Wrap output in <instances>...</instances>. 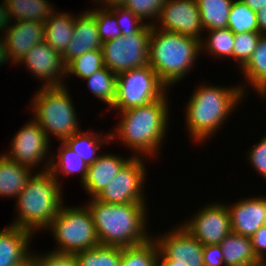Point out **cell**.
Wrapping results in <instances>:
<instances>
[{"instance_id":"1","label":"cell","mask_w":266,"mask_h":266,"mask_svg":"<svg viewBox=\"0 0 266 266\" xmlns=\"http://www.w3.org/2000/svg\"><path fill=\"white\" fill-rule=\"evenodd\" d=\"M166 94L147 105L117 112L122 120L110 133L111 143L120 139L119 142L134 151L135 157H158L170 122Z\"/></svg>"},{"instance_id":"2","label":"cell","mask_w":266,"mask_h":266,"mask_svg":"<svg viewBox=\"0 0 266 266\" xmlns=\"http://www.w3.org/2000/svg\"><path fill=\"white\" fill-rule=\"evenodd\" d=\"M245 87L242 83L233 87L201 83L193 90L185 112L186 129L193 142L199 145L206 139L210 140L215 132L218 133L217 130L229 119L233 109L243 103L247 94Z\"/></svg>"},{"instance_id":"3","label":"cell","mask_w":266,"mask_h":266,"mask_svg":"<svg viewBox=\"0 0 266 266\" xmlns=\"http://www.w3.org/2000/svg\"><path fill=\"white\" fill-rule=\"evenodd\" d=\"M85 205L92 215L100 245L124 248L152 238L146 229V203L109 204L91 198Z\"/></svg>"},{"instance_id":"4","label":"cell","mask_w":266,"mask_h":266,"mask_svg":"<svg viewBox=\"0 0 266 266\" xmlns=\"http://www.w3.org/2000/svg\"><path fill=\"white\" fill-rule=\"evenodd\" d=\"M60 187V182L49 170L34 172L15 199L17 217L10 225L33 234L40 229L46 230L65 202Z\"/></svg>"},{"instance_id":"5","label":"cell","mask_w":266,"mask_h":266,"mask_svg":"<svg viewBox=\"0 0 266 266\" xmlns=\"http://www.w3.org/2000/svg\"><path fill=\"white\" fill-rule=\"evenodd\" d=\"M200 53V40L152 26L149 65L168 90L191 72Z\"/></svg>"},{"instance_id":"6","label":"cell","mask_w":266,"mask_h":266,"mask_svg":"<svg viewBox=\"0 0 266 266\" xmlns=\"http://www.w3.org/2000/svg\"><path fill=\"white\" fill-rule=\"evenodd\" d=\"M72 98L66 85L41 87L33 95L30 101L33 119L44 130L49 141L51 134L64 141L81 130Z\"/></svg>"},{"instance_id":"7","label":"cell","mask_w":266,"mask_h":266,"mask_svg":"<svg viewBox=\"0 0 266 266\" xmlns=\"http://www.w3.org/2000/svg\"><path fill=\"white\" fill-rule=\"evenodd\" d=\"M48 229L57 244V248L52 250L54 252L75 254L100 245L92 215L86 205H62Z\"/></svg>"},{"instance_id":"8","label":"cell","mask_w":266,"mask_h":266,"mask_svg":"<svg viewBox=\"0 0 266 266\" xmlns=\"http://www.w3.org/2000/svg\"><path fill=\"white\" fill-rule=\"evenodd\" d=\"M168 88L148 64L117 74L116 99L110 109L125 111L160 99Z\"/></svg>"},{"instance_id":"9","label":"cell","mask_w":266,"mask_h":266,"mask_svg":"<svg viewBox=\"0 0 266 266\" xmlns=\"http://www.w3.org/2000/svg\"><path fill=\"white\" fill-rule=\"evenodd\" d=\"M152 25L145 24L138 32L121 35L103 42L105 66L115 74L149 64V40Z\"/></svg>"},{"instance_id":"10","label":"cell","mask_w":266,"mask_h":266,"mask_svg":"<svg viewBox=\"0 0 266 266\" xmlns=\"http://www.w3.org/2000/svg\"><path fill=\"white\" fill-rule=\"evenodd\" d=\"M133 156L96 198L104 203H145V158Z\"/></svg>"},{"instance_id":"11","label":"cell","mask_w":266,"mask_h":266,"mask_svg":"<svg viewBox=\"0 0 266 266\" xmlns=\"http://www.w3.org/2000/svg\"><path fill=\"white\" fill-rule=\"evenodd\" d=\"M31 119L26 121L27 123L13 136L9 146L10 150H8V153L4 152V155L21 165L32 168V170L34 167L40 166V163L44 160V166L41 171H47L51 164V155L49 157L48 154L51 153L48 149L51 148V142L40 125L33 117ZM45 159L47 161L46 164Z\"/></svg>"},{"instance_id":"12","label":"cell","mask_w":266,"mask_h":266,"mask_svg":"<svg viewBox=\"0 0 266 266\" xmlns=\"http://www.w3.org/2000/svg\"><path fill=\"white\" fill-rule=\"evenodd\" d=\"M181 225L203 245L220 244L232 232L227 204L220 202L200 208Z\"/></svg>"},{"instance_id":"13","label":"cell","mask_w":266,"mask_h":266,"mask_svg":"<svg viewBox=\"0 0 266 266\" xmlns=\"http://www.w3.org/2000/svg\"><path fill=\"white\" fill-rule=\"evenodd\" d=\"M154 27L200 41L204 31L196 0H166Z\"/></svg>"},{"instance_id":"14","label":"cell","mask_w":266,"mask_h":266,"mask_svg":"<svg viewBox=\"0 0 266 266\" xmlns=\"http://www.w3.org/2000/svg\"><path fill=\"white\" fill-rule=\"evenodd\" d=\"M21 63L36 77L35 79L43 82L42 87L64 86L66 64L62 54L55 51L47 42L43 41L32 47L18 64Z\"/></svg>"},{"instance_id":"15","label":"cell","mask_w":266,"mask_h":266,"mask_svg":"<svg viewBox=\"0 0 266 266\" xmlns=\"http://www.w3.org/2000/svg\"><path fill=\"white\" fill-rule=\"evenodd\" d=\"M159 251L170 260L173 265L204 266L203 244L192 236L182 225H177L162 235L153 236Z\"/></svg>"},{"instance_id":"16","label":"cell","mask_w":266,"mask_h":266,"mask_svg":"<svg viewBox=\"0 0 266 266\" xmlns=\"http://www.w3.org/2000/svg\"><path fill=\"white\" fill-rule=\"evenodd\" d=\"M231 231L235 234L252 237L266 225V197L254 196L238 200L233 205L227 204Z\"/></svg>"},{"instance_id":"17","label":"cell","mask_w":266,"mask_h":266,"mask_svg":"<svg viewBox=\"0 0 266 266\" xmlns=\"http://www.w3.org/2000/svg\"><path fill=\"white\" fill-rule=\"evenodd\" d=\"M4 32L7 54L12 64H18L28 51L44 41L45 24L36 21H12Z\"/></svg>"},{"instance_id":"18","label":"cell","mask_w":266,"mask_h":266,"mask_svg":"<svg viewBox=\"0 0 266 266\" xmlns=\"http://www.w3.org/2000/svg\"><path fill=\"white\" fill-rule=\"evenodd\" d=\"M94 14L86 10L75 16L73 36L62 54L67 65L72 59L91 50H102Z\"/></svg>"},{"instance_id":"19","label":"cell","mask_w":266,"mask_h":266,"mask_svg":"<svg viewBox=\"0 0 266 266\" xmlns=\"http://www.w3.org/2000/svg\"><path fill=\"white\" fill-rule=\"evenodd\" d=\"M116 154L101 153L97 160L88 165L86 179L82 183L83 190L89 194V199L96 198L104 191L123 166L132 158Z\"/></svg>"},{"instance_id":"20","label":"cell","mask_w":266,"mask_h":266,"mask_svg":"<svg viewBox=\"0 0 266 266\" xmlns=\"http://www.w3.org/2000/svg\"><path fill=\"white\" fill-rule=\"evenodd\" d=\"M34 235L12 225L0 230V266H19L25 263L33 255L30 244Z\"/></svg>"},{"instance_id":"21","label":"cell","mask_w":266,"mask_h":266,"mask_svg":"<svg viewBox=\"0 0 266 266\" xmlns=\"http://www.w3.org/2000/svg\"><path fill=\"white\" fill-rule=\"evenodd\" d=\"M220 246L225 266H258L262 263L254 254L251 237L231 232Z\"/></svg>"},{"instance_id":"22","label":"cell","mask_w":266,"mask_h":266,"mask_svg":"<svg viewBox=\"0 0 266 266\" xmlns=\"http://www.w3.org/2000/svg\"><path fill=\"white\" fill-rule=\"evenodd\" d=\"M27 166L21 165L0 155V197L16 198L24 189L28 179L34 171Z\"/></svg>"},{"instance_id":"23","label":"cell","mask_w":266,"mask_h":266,"mask_svg":"<svg viewBox=\"0 0 266 266\" xmlns=\"http://www.w3.org/2000/svg\"><path fill=\"white\" fill-rule=\"evenodd\" d=\"M55 9L45 22L44 41L63 54L72 39L75 16ZM73 15V16H72Z\"/></svg>"},{"instance_id":"24","label":"cell","mask_w":266,"mask_h":266,"mask_svg":"<svg viewBox=\"0 0 266 266\" xmlns=\"http://www.w3.org/2000/svg\"><path fill=\"white\" fill-rule=\"evenodd\" d=\"M9 20L36 21L45 24L55 10L49 0H4ZM53 6V7H52Z\"/></svg>"},{"instance_id":"25","label":"cell","mask_w":266,"mask_h":266,"mask_svg":"<svg viewBox=\"0 0 266 266\" xmlns=\"http://www.w3.org/2000/svg\"><path fill=\"white\" fill-rule=\"evenodd\" d=\"M106 135H100L98 132L82 131L68 137L63 142L73 150L88 165L92 164L100 156L101 146L105 143L110 145V132Z\"/></svg>"},{"instance_id":"26","label":"cell","mask_w":266,"mask_h":266,"mask_svg":"<svg viewBox=\"0 0 266 266\" xmlns=\"http://www.w3.org/2000/svg\"><path fill=\"white\" fill-rule=\"evenodd\" d=\"M57 155L53 153L51 156V164L49 171L59 182L60 175L68 176L71 173H80L81 184L86 179L88 164L82 160L73 150H71L63 141L59 142ZM56 155V157H55ZM56 159V160H55Z\"/></svg>"},{"instance_id":"27","label":"cell","mask_w":266,"mask_h":266,"mask_svg":"<svg viewBox=\"0 0 266 266\" xmlns=\"http://www.w3.org/2000/svg\"><path fill=\"white\" fill-rule=\"evenodd\" d=\"M240 70L258 95L266 89V34H261L257 48Z\"/></svg>"},{"instance_id":"28","label":"cell","mask_w":266,"mask_h":266,"mask_svg":"<svg viewBox=\"0 0 266 266\" xmlns=\"http://www.w3.org/2000/svg\"><path fill=\"white\" fill-rule=\"evenodd\" d=\"M203 30L227 28L233 0H196Z\"/></svg>"},{"instance_id":"29","label":"cell","mask_w":266,"mask_h":266,"mask_svg":"<svg viewBox=\"0 0 266 266\" xmlns=\"http://www.w3.org/2000/svg\"><path fill=\"white\" fill-rule=\"evenodd\" d=\"M84 80L88 84V90L110 109L116 99L117 74L105 66Z\"/></svg>"},{"instance_id":"30","label":"cell","mask_w":266,"mask_h":266,"mask_svg":"<svg viewBox=\"0 0 266 266\" xmlns=\"http://www.w3.org/2000/svg\"><path fill=\"white\" fill-rule=\"evenodd\" d=\"M208 36L200 41L201 53L207 52L211 56L233 59V44L235 33L229 28L212 29L206 31Z\"/></svg>"},{"instance_id":"31","label":"cell","mask_w":266,"mask_h":266,"mask_svg":"<svg viewBox=\"0 0 266 266\" xmlns=\"http://www.w3.org/2000/svg\"><path fill=\"white\" fill-rule=\"evenodd\" d=\"M158 254V245L152 237L142 244L121 248L119 266H158Z\"/></svg>"},{"instance_id":"32","label":"cell","mask_w":266,"mask_h":266,"mask_svg":"<svg viewBox=\"0 0 266 266\" xmlns=\"http://www.w3.org/2000/svg\"><path fill=\"white\" fill-rule=\"evenodd\" d=\"M74 255L78 266H119L121 247L98 245Z\"/></svg>"},{"instance_id":"33","label":"cell","mask_w":266,"mask_h":266,"mask_svg":"<svg viewBox=\"0 0 266 266\" xmlns=\"http://www.w3.org/2000/svg\"><path fill=\"white\" fill-rule=\"evenodd\" d=\"M104 67L102 50H91L75 57L66 65V78L72 74L84 81Z\"/></svg>"},{"instance_id":"34","label":"cell","mask_w":266,"mask_h":266,"mask_svg":"<svg viewBox=\"0 0 266 266\" xmlns=\"http://www.w3.org/2000/svg\"><path fill=\"white\" fill-rule=\"evenodd\" d=\"M227 28L234 33L258 32L256 12L241 0H233Z\"/></svg>"},{"instance_id":"35","label":"cell","mask_w":266,"mask_h":266,"mask_svg":"<svg viewBox=\"0 0 266 266\" xmlns=\"http://www.w3.org/2000/svg\"><path fill=\"white\" fill-rule=\"evenodd\" d=\"M260 36L259 32L235 33L233 59L240 69L248 62L257 48Z\"/></svg>"},{"instance_id":"36","label":"cell","mask_w":266,"mask_h":266,"mask_svg":"<svg viewBox=\"0 0 266 266\" xmlns=\"http://www.w3.org/2000/svg\"><path fill=\"white\" fill-rule=\"evenodd\" d=\"M89 9L96 18L97 30L102 42H108L122 35L116 16L104 6ZM101 7V8H98Z\"/></svg>"},{"instance_id":"37","label":"cell","mask_w":266,"mask_h":266,"mask_svg":"<svg viewBox=\"0 0 266 266\" xmlns=\"http://www.w3.org/2000/svg\"><path fill=\"white\" fill-rule=\"evenodd\" d=\"M165 3L166 0H128L124 7L142 21L153 19L152 22H149V25L154 26Z\"/></svg>"},{"instance_id":"38","label":"cell","mask_w":266,"mask_h":266,"mask_svg":"<svg viewBox=\"0 0 266 266\" xmlns=\"http://www.w3.org/2000/svg\"><path fill=\"white\" fill-rule=\"evenodd\" d=\"M115 16L124 36L138 32L146 23L124 6L107 7Z\"/></svg>"},{"instance_id":"39","label":"cell","mask_w":266,"mask_h":266,"mask_svg":"<svg viewBox=\"0 0 266 266\" xmlns=\"http://www.w3.org/2000/svg\"><path fill=\"white\" fill-rule=\"evenodd\" d=\"M32 253L36 266H78L74 254L49 251L47 254L45 252L39 256L33 251Z\"/></svg>"},{"instance_id":"40","label":"cell","mask_w":266,"mask_h":266,"mask_svg":"<svg viewBox=\"0 0 266 266\" xmlns=\"http://www.w3.org/2000/svg\"><path fill=\"white\" fill-rule=\"evenodd\" d=\"M246 158L255 171L266 179V135L249 150Z\"/></svg>"},{"instance_id":"41","label":"cell","mask_w":266,"mask_h":266,"mask_svg":"<svg viewBox=\"0 0 266 266\" xmlns=\"http://www.w3.org/2000/svg\"><path fill=\"white\" fill-rule=\"evenodd\" d=\"M204 266H225L220 244L203 246Z\"/></svg>"},{"instance_id":"42","label":"cell","mask_w":266,"mask_h":266,"mask_svg":"<svg viewBox=\"0 0 266 266\" xmlns=\"http://www.w3.org/2000/svg\"><path fill=\"white\" fill-rule=\"evenodd\" d=\"M251 241L254 254L262 263H266V225L255 232Z\"/></svg>"},{"instance_id":"43","label":"cell","mask_w":266,"mask_h":266,"mask_svg":"<svg viewBox=\"0 0 266 266\" xmlns=\"http://www.w3.org/2000/svg\"><path fill=\"white\" fill-rule=\"evenodd\" d=\"M1 3V2H0ZM10 25V20H9V14H8V9L6 7V3L3 0L2 4H0V34L5 32L6 29Z\"/></svg>"},{"instance_id":"44","label":"cell","mask_w":266,"mask_h":266,"mask_svg":"<svg viewBox=\"0 0 266 266\" xmlns=\"http://www.w3.org/2000/svg\"><path fill=\"white\" fill-rule=\"evenodd\" d=\"M258 32L260 34H266V6L256 12Z\"/></svg>"},{"instance_id":"45","label":"cell","mask_w":266,"mask_h":266,"mask_svg":"<svg viewBox=\"0 0 266 266\" xmlns=\"http://www.w3.org/2000/svg\"><path fill=\"white\" fill-rule=\"evenodd\" d=\"M0 37V65L7 64L10 62L8 54H7V46H6V39L3 35Z\"/></svg>"},{"instance_id":"46","label":"cell","mask_w":266,"mask_h":266,"mask_svg":"<svg viewBox=\"0 0 266 266\" xmlns=\"http://www.w3.org/2000/svg\"><path fill=\"white\" fill-rule=\"evenodd\" d=\"M254 12H258L266 6V0H241Z\"/></svg>"},{"instance_id":"47","label":"cell","mask_w":266,"mask_h":266,"mask_svg":"<svg viewBox=\"0 0 266 266\" xmlns=\"http://www.w3.org/2000/svg\"><path fill=\"white\" fill-rule=\"evenodd\" d=\"M128 0H94L97 5H102L104 7H115V6H124ZM100 2V3H98Z\"/></svg>"},{"instance_id":"48","label":"cell","mask_w":266,"mask_h":266,"mask_svg":"<svg viewBox=\"0 0 266 266\" xmlns=\"http://www.w3.org/2000/svg\"><path fill=\"white\" fill-rule=\"evenodd\" d=\"M158 266H182L173 265V260L167 259L160 251L158 254Z\"/></svg>"},{"instance_id":"49","label":"cell","mask_w":266,"mask_h":266,"mask_svg":"<svg viewBox=\"0 0 266 266\" xmlns=\"http://www.w3.org/2000/svg\"><path fill=\"white\" fill-rule=\"evenodd\" d=\"M19 266H36L33 255L25 263Z\"/></svg>"},{"instance_id":"50","label":"cell","mask_w":266,"mask_h":266,"mask_svg":"<svg viewBox=\"0 0 266 266\" xmlns=\"http://www.w3.org/2000/svg\"><path fill=\"white\" fill-rule=\"evenodd\" d=\"M259 97H262V99H266V89L260 94Z\"/></svg>"},{"instance_id":"51","label":"cell","mask_w":266,"mask_h":266,"mask_svg":"<svg viewBox=\"0 0 266 266\" xmlns=\"http://www.w3.org/2000/svg\"><path fill=\"white\" fill-rule=\"evenodd\" d=\"M258 266H266V263H261V264L258 265Z\"/></svg>"}]
</instances>
